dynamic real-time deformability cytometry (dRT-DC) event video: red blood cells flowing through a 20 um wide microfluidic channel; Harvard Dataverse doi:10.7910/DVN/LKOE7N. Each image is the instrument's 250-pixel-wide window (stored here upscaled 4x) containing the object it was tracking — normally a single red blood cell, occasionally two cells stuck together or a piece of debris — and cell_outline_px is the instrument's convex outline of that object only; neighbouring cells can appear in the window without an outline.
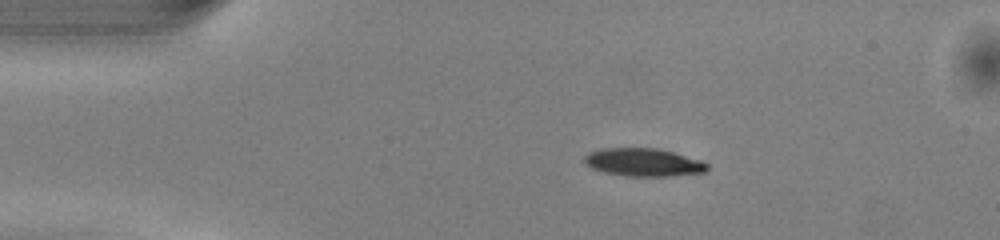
{"species": "common noctule bat (a hibernating species)", "species_latin": "Nyctalus noctula", "temperature_condition": "warm", "stored_images_in_passage": 42, "camera_frame_rate_fps": 3000, "um_per_image_px": 0.085, "animal": {"sex": "male", "body_mass_g": 13.0, "forearm_length_mm": 53.1}, "frame": {"image": 1, "passage_image": 1, "time_ms": 0.0, "image_size_px": [1000, 240], "cell_outline_px": [[708, 172], [672, 176], [624, 176], [604, 172], [592, 168], [584, 164], [584, 156], [588, 152], [600, 148], [660, 148], [700, 160], [708, 164]], "centroid_in_image_um": [54.68, 13.8], "position_along_channel_um": 30.3, "area_um2": 20.29}}
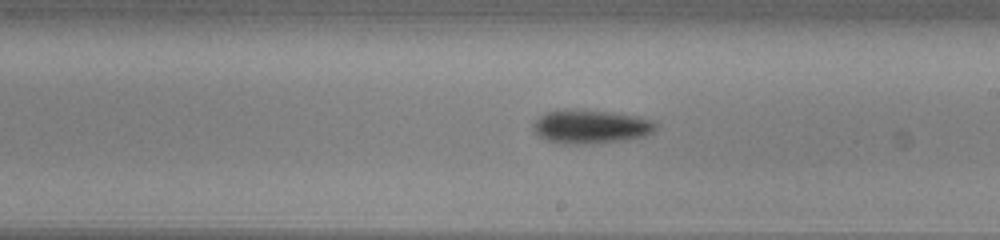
{"frame": {"image": 2, "passage_image": 20, "time_ms": 6.333, "image_size_px": [1000, 240], "cell_outline_px": [[656, 128], [652, 132], [644, 136], [624, 140], [588, 144], [572, 144], [548, 140], [540, 136], [532, 128], [532, 124], [540, 116], [548, 112], [584, 108], [612, 112], [636, 116], [652, 120], [656, 124]], "centroid_in_image_um": [50.23, 10.75], "position_along_channel_um": 238.8, "area_um2": 23.93}}
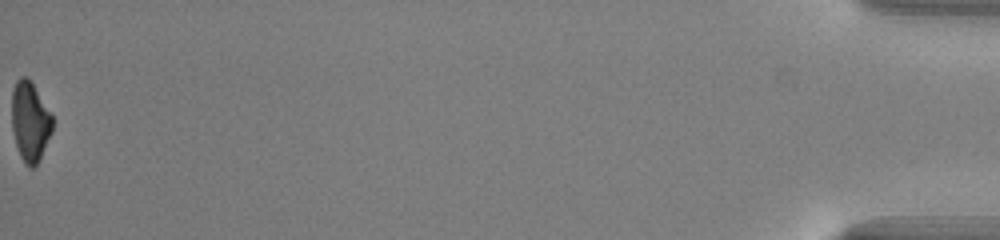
{"frame": {"image": 3, "passage_image": 42, "time_ms": 13.667, "image_size_px": [1000, 240], "cell_outline_px": [[52, 132], [40, 160], [32, 168], [28, 168], [24, 164], [20, 156], [16, 144], [12, 128], [12, 92], [16, 80], [20, 76], [24, 76], [32, 84], [52, 116]], "centroid_in_image_um": [2.54, 10.39], "position_along_channel_um": 432.7, "area_um2": 18.67}, "authors_computed_cell_mechanics": {"area_um2": 21.5305, "velocity_mm_per_s": 4.1053, "shape_relaxation_time_tau1_ms": 2.507, "shape_relaxation_time_tau2_ms": null, "deformation_change_tau1": 0.118, "deformation_change_tau2": null}}